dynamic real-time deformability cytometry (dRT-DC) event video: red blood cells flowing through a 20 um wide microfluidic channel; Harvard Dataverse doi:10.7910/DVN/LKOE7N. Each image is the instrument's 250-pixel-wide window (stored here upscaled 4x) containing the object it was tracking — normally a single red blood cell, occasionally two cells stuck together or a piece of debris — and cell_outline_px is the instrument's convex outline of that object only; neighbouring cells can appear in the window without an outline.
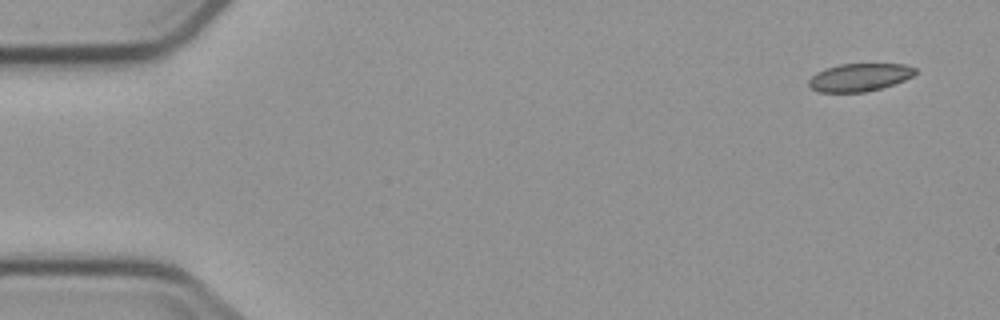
{"species": "common noctule bat (a hibernating species)", "species_latin": "Nyctalus noctula", "temperature_condition": "cold", "stored_images_in_passage": 4, "camera_frame_rate_fps": 3000, "um_per_image_px": 0.085, "animal": {"sex": "male", "body_mass_g": 23.1, "forearm_length_mm": 52.7}, "frame": {"image": 1, "passage_image": 1, "time_ms": 0.0, "image_size_px": [1000, 320], "cell_outline_px": [[916, 72], [912, 76], [904, 80], [880, 88], [864, 92], [820, 92], [812, 88], [808, 84], [808, 80], [816, 72], [840, 64], [904, 64], [916, 68]], "centroid_in_image_um": [73.05, 6.57], "position_along_channel_um": 12.0, "area_um2": 17.05}}